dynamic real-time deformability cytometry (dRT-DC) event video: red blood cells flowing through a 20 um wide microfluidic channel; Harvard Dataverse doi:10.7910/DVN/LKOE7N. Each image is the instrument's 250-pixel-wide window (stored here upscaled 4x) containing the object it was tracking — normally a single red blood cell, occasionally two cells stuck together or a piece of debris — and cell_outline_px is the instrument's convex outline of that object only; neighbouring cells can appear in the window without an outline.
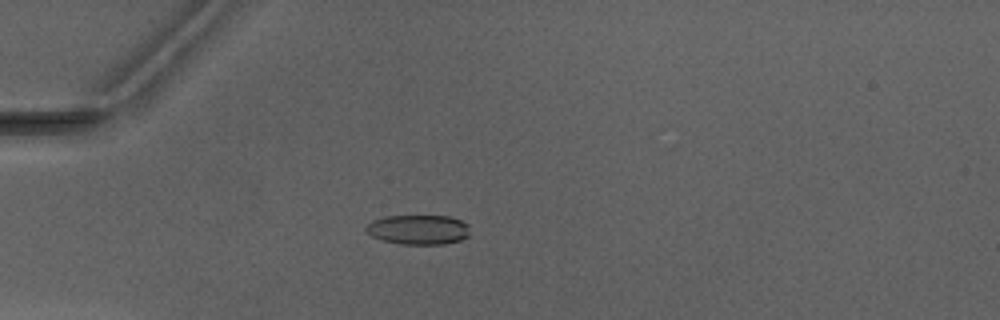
{"species": "Egyptian fruit bat (a non-hibernating species)", "species_latin": "Rousettus aegyptiacus", "temperature_condition": "warm", "stored_images_in_passage": 5, "camera_frame_rate_fps": 3000, "um_per_image_px": 0.085, "animal": {"sex": "male"}, "frame": {"image": 1, "passage_image": 5, "time_ms": 4.667, "image_size_px": [1000, 320], "cell_outline_px": [[468, 236], [460, 240], [444, 244], [404, 244], [384, 240], [372, 236], [364, 228], [372, 220], [384, 216], [448, 216], [460, 220], [468, 224]], "centroid_in_image_um": [35.56, 19.51], "position_along_channel_um": 49.4, "area_um2": 17.8}}